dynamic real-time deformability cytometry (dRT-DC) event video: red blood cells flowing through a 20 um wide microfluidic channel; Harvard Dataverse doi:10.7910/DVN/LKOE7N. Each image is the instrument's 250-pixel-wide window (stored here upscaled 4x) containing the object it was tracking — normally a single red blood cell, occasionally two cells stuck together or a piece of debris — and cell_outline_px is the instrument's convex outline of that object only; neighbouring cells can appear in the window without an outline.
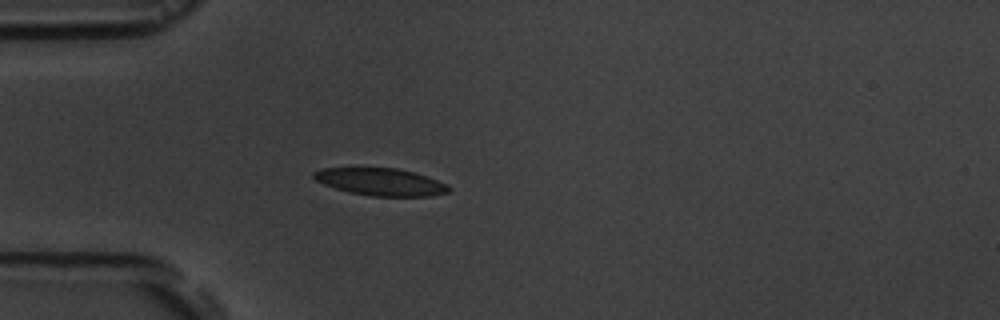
{"species": "common noctule bat (a hibernating species)", "species_latin": "Nyctalus noctula", "temperature_condition": "room temperature", "stored_images_in_passage": 4, "camera_frame_rate_fps": 3000, "um_per_image_px": 0.085, "animal": {"sex": "male", "body_mass_g": 19.5, "forearm_length_mm": 54.6}, "frame": {"image": 1, "passage_image": 4, "time_ms": 3.333, "image_size_px": [1000, 320], "cell_outline_px": [[452, 188], [448, 192], [432, 196], [372, 196], [352, 192], [336, 188], [324, 184], [316, 180], [312, 176], [312, 172], [324, 168], [396, 168], [412, 172], [448, 184]], "centroid_in_image_um": [32.37, 15.46], "position_along_channel_um": 52.6, "area_um2": 21.21}}